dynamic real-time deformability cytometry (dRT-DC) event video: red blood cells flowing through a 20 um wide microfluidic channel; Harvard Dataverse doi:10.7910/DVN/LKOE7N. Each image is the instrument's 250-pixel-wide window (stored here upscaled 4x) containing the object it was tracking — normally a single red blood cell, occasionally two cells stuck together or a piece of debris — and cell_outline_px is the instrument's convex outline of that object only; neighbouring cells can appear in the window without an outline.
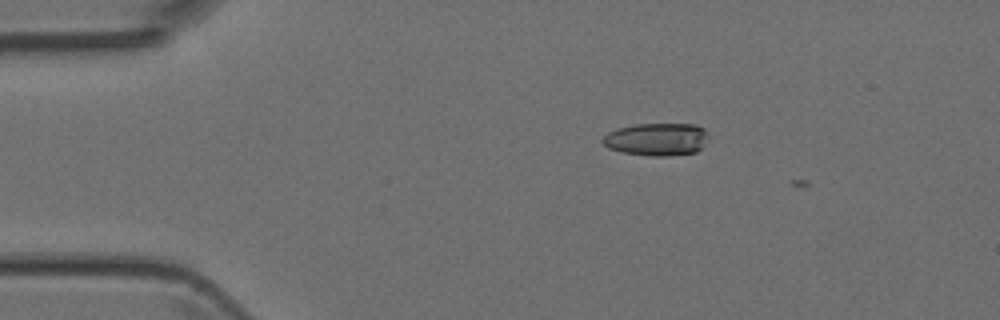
{"species": "Egyptian fruit bat (a non-hibernating species)", "species_latin": "Rousettus aegyptiacus", "temperature_condition": "room temperature", "stored_images_in_passage": 2, "camera_frame_rate_fps": 3000, "um_per_image_px": 0.085, "animal": {"sex": "female"}, "frame": {"image": 1, "passage_image": 1, "time_ms": 0.0, "image_size_px": [1000, 320], "cell_outline_px": [[708, 136], [704, 144], [696, 152], [668, 156], [648, 156], [620, 152], [608, 148], [600, 140], [608, 132], [616, 128], [636, 124], [696, 124], [704, 128]], "centroid_in_image_um": [55.79, 11.84], "position_along_channel_um": 29.2, "area_um2": 20.35}}